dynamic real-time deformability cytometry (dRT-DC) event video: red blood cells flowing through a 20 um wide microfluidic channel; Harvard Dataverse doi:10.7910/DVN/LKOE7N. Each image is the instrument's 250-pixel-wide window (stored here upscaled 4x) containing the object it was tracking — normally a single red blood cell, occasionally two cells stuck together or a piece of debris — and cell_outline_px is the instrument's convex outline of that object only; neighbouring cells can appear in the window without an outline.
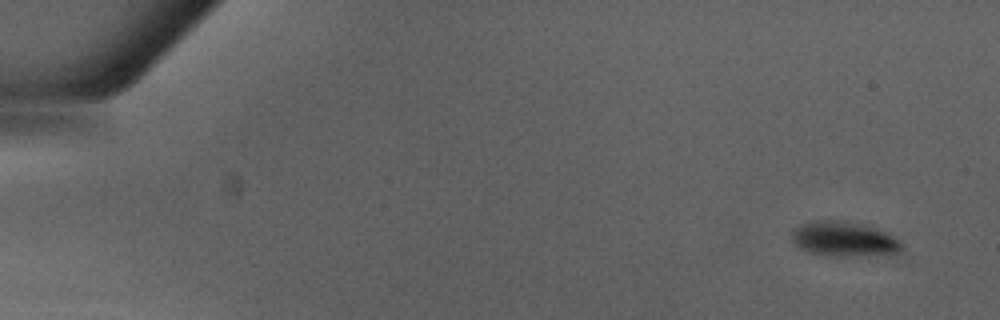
{"species": "Egyptian fruit bat (a non-hibernating species)", "species_latin": "Rousettus aegyptiacus", "temperature_condition": "warm", "stored_images_in_passage": 14, "camera_frame_rate_fps": 3000, "um_per_image_px": 0.085, "animal": {"sex": "male"}, "frame": {"image": 1, "passage_image": 3, "time_ms": 0.667, "image_size_px": [1000, 320], "cell_outline_px": [[904, 248], [900, 252], [836, 256], [828, 256], [808, 252], [800, 248], [792, 240], [792, 232], [800, 224], [808, 220], [844, 220], [864, 224], [876, 228], [892, 236], [904, 244]], "centroid_in_image_um": [71.7, 20.29], "position_along_channel_um": 13.3, "area_um2": 22.2}}